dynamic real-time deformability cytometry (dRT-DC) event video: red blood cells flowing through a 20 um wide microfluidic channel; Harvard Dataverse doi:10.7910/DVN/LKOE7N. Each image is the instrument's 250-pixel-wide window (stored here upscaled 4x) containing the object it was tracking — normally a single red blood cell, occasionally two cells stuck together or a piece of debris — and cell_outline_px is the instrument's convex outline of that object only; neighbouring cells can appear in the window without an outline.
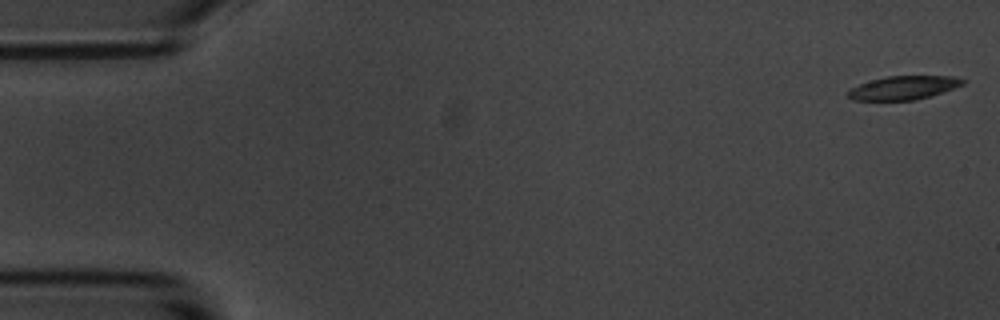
{"species": "common noctule bat (a hibernating species)", "species_latin": "Nyctalus noctula", "temperature_condition": "room temperature", "stored_images_in_passage": 5, "camera_frame_rate_fps": 3000, "um_per_image_px": 0.085, "animal": {"sex": "male", "body_mass_g": 20.1, "forearm_length_mm": 53.5}, "frame": {"image": 1, "passage_image": 1, "time_ms": 0.0, "image_size_px": [1000, 320], "cell_outline_px": [[964, 84], [916, 100], [852, 100], [848, 96], [848, 92], [852, 88], [860, 84], [872, 80], [888, 76], [956, 76], [964, 80]], "centroid_in_image_um": [76.79, 7.45], "position_along_channel_um": 8.2, "area_um2": 15.43}}
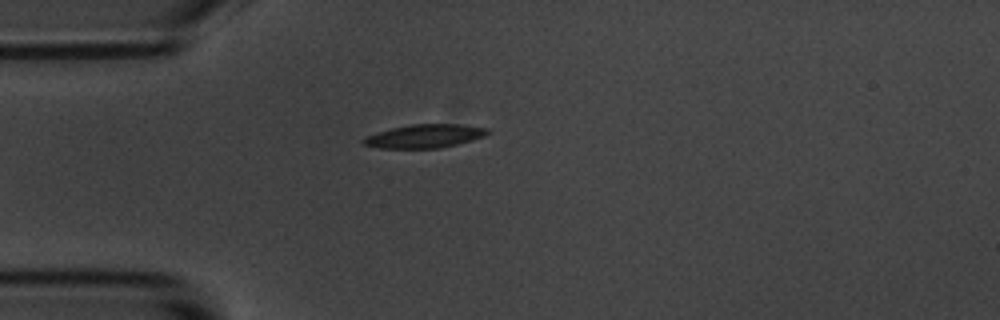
{"frame": {"image": 2, "passage_image": 5, "time_ms": 4.667, "image_size_px": [1000, 320], "cell_outline_px": [[488, 132], [484, 136], [472, 140], [440, 148], [380, 148], [364, 144], [360, 140], [364, 136], [392, 128], [412, 124], [460, 124], [488, 128]], "centroid_in_image_um": [36.07, 11.57], "position_along_channel_um": 48.9, "area_um2": 16.88}}